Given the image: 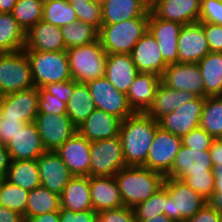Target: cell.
Here are the masks:
<instances>
[{
  "instance_id": "36",
  "label": "cell",
  "mask_w": 222,
  "mask_h": 222,
  "mask_svg": "<svg viewBox=\"0 0 222 222\" xmlns=\"http://www.w3.org/2000/svg\"><path fill=\"white\" fill-rule=\"evenodd\" d=\"M199 127L214 139L222 138V96L205 97Z\"/></svg>"
},
{
  "instance_id": "51",
  "label": "cell",
  "mask_w": 222,
  "mask_h": 222,
  "mask_svg": "<svg viewBox=\"0 0 222 222\" xmlns=\"http://www.w3.org/2000/svg\"><path fill=\"white\" fill-rule=\"evenodd\" d=\"M59 222H93L98 215L93 209L82 212H73L66 209H60Z\"/></svg>"
},
{
  "instance_id": "3",
  "label": "cell",
  "mask_w": 222,
  "mask_h": 222,
  "mask_svg": "<svg viewBox=\"0 0 222 222\" xmlns=\"http://www.w3.org/2000/svg\"><path fill=\"white\" fill-rule=\"evenodd\" d=\"M149 18H133L115 24H103L99 40L107 54H131L136 43L148 32Z\"/></svg>"
},
{
  "instance_id": "10",
  "label": "cell",
  "mask_w": 222,
  "mask_h": 222,
  "mask_svg": "<svg viewBox=\"0 0 222 222\" xmlns=\"http://www.w3.org/2000/svg\"><path fill=\"white\" fill-rule=\"evenodd\" d=\"M181 146L180 137L158 126L144 167L165 176L171 170Z\"/></svg>"
},
{
  "instance_id": "24",
  "label": "cell",
  "mask_w": 222,
  "mask_h": 222,
  "mask_svg": "<svg viewBox=\"0 0 222 222\" xmlns=\"http://www.w3.org/2000/svg\"><path fill=\"white\" fill-rule=\"evenodd\" d=\"M24 51H66L61 29L41 20L26 32Z\"/></svg>"
},
{
  "instance_id": "34",
  "label": "cell",
  "mask_w": 222,
  "mask_h": 222,
  "mask_svg": "<svg viewBox=\"0 0 222 222\" xmlns=\"http://www.w3.org/2000/svg\"><path fill=\"white\" fill-rule=\"evenodd\" d=\"M26 32L11 13L0 14V53L23 50Z\"/></svg>"
},
{
  "instance_id": "58",
  "label": "cell",
  "mask_w": 222,
  "mask_h": 222,
  "mask_svg": "<svg viewBox=\"0 0 222 222\" xmlns=\"http://www.w3.org/2000/svg\"><path fill=\"white\" fill-rule=\"evenodd\" d=\"M213 173L215 178L214 191H222V165L214 166Z\"/></svg>"
},
{
  "instance_id": "33",
  "label": "cell",
  "mask_w": 222,
  "mask_h": 222,
  "mask_svg": "<svg viewBox=\"0 0 222 222\" xmlns=\"http://www.w3.org/2000/svg\"><path fill=\"white\" fill-rule=\"evenodd\" d=\"M96 109L89 88L84 83H77L74 86L72 96L66 104V114L78 127Z\"/></svg>"
},
{
  "instance_id": "22",
  "label": "cell",
  "mask_w": 222,
  "mask_h": 222,
  "mask_svg": "<svg viewBox=\"0 0 222 222\" xmlns=\"http://www.w3.org/2000/svg\"><path fill=\"white\" fill-rule=\"evenodd\" d=\"M131 56L139 73H153L161 77L168 66L164 62L157 41L149 32L136 43Z\"/></svg>"
},
{
  "instance_id": "57",
  "label": "cell",
  "mask_w": 222,
  "mask_h": 222,
  "mask_svg": "<svg viewBox=\"0 0 222 222\" xmlns=\"http://www.w3.org/2000/svg\"><path fill=\"white\" fill-rule=\"evenodd\" d=\"M206 201L210 207L222 214V191H214Z\"/></svg>"
},
{
  "instance_id": "38",
  "label": "cell",
  "mask_w": 222,
  "mask_h": 222,
  "mask_svg": "<svg viewBox=\"0 0 222 222\" xmlns=\"http://www.w3.org/2000/svg\"><path fill=\"white\" fill-rule=\"evenodd\" d=\"M42 20L58 27L78 21L73 6L66 0H52L43 3Z\"/></svg>"
},
{
  "instance_id": "61",
  "label": "cell",
  "mask_w": 222,
  "mask_h": 222,
  "mask_svg": "<svg viewBox=\"0 0 222 222\" xmlns=\"http://www.w3.org/2000/svg\"><path fill=\"white\" fill-rule=\"evenodd\" d=\"M68 1L69 3H81V2H86L87 0H66Z\"/></svg>"
},
{
  "instance_id": "23",
  "label": "cell",
  "mask_w": 222,
  "mask_h": 222,
  "mask_svg": "<svg viewBox=\"0 0 222 222\" xmlns=\"http://www.w3.org/2000/svg\"><path fill=\"white\" fill-rule=\"evenodd\" d=\"M122 120L107 112L95 109L77 127V132L90 142L111 139L119 136Z\"/></svg>"
},
{
  "instance_id": "49",
  "label": "cell",
  "mask_w": 222,
  "mask_h": 222,
  "mask_svg": "<svg viewBox=\"0 0 222 222\" xmlns=\"http://www.w3.org/2000/svg\"><path fill=\"white\" fill-rule=\"evenodd\" d=\"M205 33L210 52L222 53V26L214 23H200Z\"/></svg>"
},
{
  "instance_id": "32",
  "label": "cell",
  "mask_w": 222,
  "mask_h": 222,
  "mask_svg": "<svg viewBox=\"0 0 222 222\" xmlns=\"http://www.w3.org/2000/svg\"><path fill=\"white\" fill-rule=\"evenodd\" d=\"M5 180L27 191L40 186V175L36 159L11 160Z\"/></svg>"
},
{
  "instance_id": "40",
  "label": "cell",
  "mask_w": 222,
  "mask_h": 222,
  "mask_svg": "<svg viewBox=\"0 0 222 222\" xmlns=\"http://www.w3.org/2000/svg\"><path fill=\"white\" fill-rule=\"evenodd\" d=\"M0 194L3 207L18 212L23 218L25 217L29 191L1 179Z\"/></svg>"
},
{
  "instance_id": "29",
  "label": "cell",
  "mask_w": 222,
  "mask_h": 222,
  "mask_svg": "<svg viewBox=\"0 0 222 222\" xmlns=\"http://www.w3.org/2000/svg\"><path fill=\"white\" fill-rule=\"evenodd\" d=\"M60 209L73 212L93 209L89 176H73L60 194Z\"/></svg>"
},
{
  "instance_id": "26",
  "label": "cell",
  "mask_w": 222,
  "mask_h": 222,
  "mask_svg": "<svg viewBox=\"0 0 222 222\" xmlns=\"http://www.w3.org/2000/svg\"><path fill=\"white\" fill-rule=\"evenodd\" d=\"M89 186L92 208L96 213L124 206L114 177L89 176Z\"/></svg>"
},
{
  "instance_id": "8",
  "label": "cell",
  "mask_w": 222,
  "mask_h": 222,
  "mask_svg": "<svg viewBox=\"0 0 222 222\" xmlns=\"http://www.w3.org/2000/svg\"><path fill=\"white\" fill-rule=\"evenodd\" d=\"M90 176L114 177L126 167L120 136L90 144Z\"/></svg>"
},
{
  "instance_id": "35",
  "label": "cell",
  "mask_w": 222,
  "mask_h": 222,
  "mask_svg": "<svg viewBox=\"0 0 222 222\" xmlns=\"http://www.w3.org/2000/svg\"><path fill=\"white\" fill-rule=\"evenodd\" d=\"M59 210V194L50 191L41 185L29 191L25 216H37L40 214Z\"/></svg>"
},
{
  "instance_id": "12",
  "label": "cell",
  "mask_w": 222,
  "mask_h": 222,
  "mask_svg": "<svg viewBox=\"0 0 222 222\" xmlns=\"http://www.w3.org/2000/svg\"><path fill=\"white\" fill-rule=\"evenodd\" d=\"M182 24L158 18L149 12L148 32L157 41L160 52L167 65L178 63V39Z\"/></svg>"
},
{
  "instance_id": "11",
  "label": "cell",
  "mask_w": 222,
  "mask_h": 222,
  "mask_svg": "<svg viewBox=\"0 0 222 222\" xmlns=\"http://www.w3.org/2000/svg\"><path fill=\"white\" fill-rule=\"evenodd\" d=\"M34 123L46 151L57 150L77 132V127L67 114L37 113Z\"/></svg>"
},
{
  "instance_id": "7",
  "label": "cell",
  "mask_w": 222,
  "mask_h": 222,
  "mask_svg": "<svg viewBox=\"0 0 222 222\" xmlns=\"http://www.w3.org/2000/svg\"><path fill=\"white\" fill-rule=\"evenodd\" d=\"M34 87L28 57L24 50L0 53V94Z\"/></svg>"
},
{
  "instance_id": "45",
  "label": "cell",
  "mask_w": 222,
  "mask_h": 222,
  "mask_svg": "<svg viewBox=\"0 0 222 222\" xmlns=\"http://www.w3.org/2000/svg\"><path fill=\"white\" fill-rule=\"evenodd\" d=\"M199 23L222 26V0H201Z\"/></svg>"
},
{
  "instance_id": "66",
  "label": "cell",
  "mask_w": 222,
  "mask_h": 222,
  "mask_svg": "<svg viewBox=\"0 0 222 222\" xmlns=\"http://www.w3.org/2000/svg\"><path fill=\"white\" fill-rule=\"evenodd\" d=\"M2 206V202H1V194H0V207Z\"/></svg>"
},
{
  "instance_id": "31",
  "label": "cell",
  "mask_w": 222,
  "mask_h": 222,
  "mask_svg": "<svg viewBox=\"0 0 222 222\" xmlns=\"http://www.w3.org/2000/svg\"><path fill=\"white\" fill-rule=\"evenodd\" d=\"M204 82V97L222 96V53L209 52L198 63Z\"/></svg>"
},
{
  "instance_id": "44",
  "label": "cell",
  "mask_w": 222,
  "mask_h": 222,
  "mask_svg": "<svg viewBox=\"0 0 222 222\" xmlns=\"http://www.w3.org/2000/svg\"><path fill=\"white\" fill-rule=\"evenodd\" d=\"M182 145L200 151L210 150L214 138L204 129L197 127L181 138Z\"/></svg>"
},
{
  "instance_id": "21",
  "label": "cell",
  "mask_w": 222,
  "mask_h": 222,
  "mask_svg": "<svg viewBox=\"0 0 222 222\" xmlns=\"http://www.w3.org/2000/svg\"><path fill=\"white\" fill-rule=\"evenodd\" d=\"M6 147L12 161L37 159L46 151L35 123H25Z\"/></svg>"
},
{
  "instance_id": "6",
  "label": "cell",
  "mask_w": 222,
  "mask_h": 222,
  "mask_svg": "<svg viewBox=\"0 0 222 222\" xmlns=\"http://www.w3.org/2000/svg\"><path fill=\"white\" fill-rule=\"evenodd\" d=\"M25 53L30 64L34 87L40 88L72 79L66 51H25Z\"/></svg>"
},
{
  "instance_id": "27",
  "label": "cell",
  "mask_w": 222,
  "mask_h": 222,
  "mask_svg": "<svg viewBox=\"0 0 222 222\" xmlns=\"http://www.w3.org/2000/svg\"><path fill=\"white\" fill-rule=\"evenodd\" d=\"M102 12L103 24H115L133 18H149L150 4L146 0H107Z\"/></svg>"
},
{
  "instance_id": "52",
  "label": "cell",
  "mask_w": 222,
  "mask_h": 222,
  "mask_svg": "<svg viewBox=\"0 0 222 222\" xmlns=\"http://www.w3.org/2000/svg\"><path fill=\"white\" fill-rule=\"evenodd\" d=\"M185 222H221V214L208 204Z\"/></svg>"
},
{
  "instance_id": "47",
  "label": "cell",
  "mask_w": 222,
  "mask_h": 222,
  "mask_svg": "<svg viewBox=\"0 0 222 222\" xmlns=\"http://www.w3.org/2000/svg\"><path fill=\"white\" fill-rule=\"evenodd\" d=\"M24 124L25 122L20 118L0 114V143L6 146Z\"/></svg>"
},
{
  "instance_id": "16",
  "label": "cell",
  "mask_w": 222,
  "mask_h": 222,
  "mask_svg": "<svg viewBox=\"0 0 222 222\" xmlns=\"http://www.w3.org/2000/svg\"><path fill=\"white\" fill-rule=\"evenodd\" d=\"M36 161L40 185L60 195L73 178L66 164L55 151H45Z\"/></svg>"
},
{
  "instance_id": "2",
  "label": "cell",
  "mask_w": 222,
  "mask_h": 222,
  "mask_svg": "<svg viewBox=\"0 0 222 222\" xmlns=\"http://www.w3.org/2000/svg\"><path fill=\"white\" fill-rule=\"evenodd\" d=\"M114 178L123 205L134 208L163 187L165 176L144 166H126Z\"/></svg>"
},
{
  "instance_id": "9",
  "label": "cell",
  "mask_w": 222,
  "mask_h": 222,
  "mask_svg": "<svg viewBox=\"0 0 222 222\" xmlns=\"http://www.w3.org/2000/svg\"><path fill=\"white\" fill-rule=\"evenodd\" d=\"M86 85L96 109L114 115L122 121L135 113L129 104L126 93L118 91L105 77L89 81Z\"/></svg>"
},
{
  "instance_id": "1",
  "label": "cell",
  "mask_w": 222,
  "mask_h": 222,
  "mask_svg": "<svg viewBox=\"0 0 222 222\" xmlns=\"http://www.w3.org/2000/svg\"><path fill=\"white\" fill-rule=\"evenodd\" d=\"M158 121L146 112H135L122 121L119 136L126 166H144Z\"/></svg>"
},
{
  "instance_id": "20",
  "label": "cell",
  "mask_w": 222,
  "mask_h": 222,
  "mask_svg": "<svg viewBox=\"0 0 222 222\" xmlns=\"http://www.w3.org/2000/svg\"><path fill=\"white\" fill-rule=\"evenodd\" d=\"M201 0H155L150 10L167 21H175L182 25L199 22Z\"/></svg>"
},
{
  "instance_id": "5",
  "label": "cell",
  "mask_w": 222,
  "mask_h": 222,
  "mask_svg": "<svg viewBox=\"0 0 222 222\" xmlns=\"http://www.w3.org/2000/svg\"><path fill=\"white\" fill-rule=\"evenodd\" d=\"M69 60V71L76 83L86 84L89 81L104 77L107 53L100 40L66 50Z\"/></svg>"
},
{
  "instance_id": "65",
  "label": "cell",
  "mask_w": 222,
  "mask_h": 222,
  "mask_svg": "<svg viewBox=\"0 0 222 222\" xmlns=\"http://www.w3.org/2000/svg\"><path fill=\"white\" fill-rule=\"evenodd\" d=\"M43 3L48 2V1H52V0H41Z\"/></svg>"
},
{
  "instance_id": "48",
  "label": "cell",
  "mask_w": 222,
  "mask_h": 222,
  "mask_svg": "<svg viewBox=\"0 0 222 222\" xmlns=\"http://www.w3.org/2000/svg\"><path fill=\"white\" fill-rule=\"evenodd\" d=\"M98 215L105 222H137L133 208L126 206L104 210Z\"/></svg>"
},
{
  "instance_id": "13",
  "label": "cell",
  "mask_w": 222,
  "mask_h": 222,
  "mask_svg": "<svg viewBox=\"0 0 222 222\" xmlns=\"http://www.w3.org/2000/svg\"><path fill=\"white\" fill-rule=\"evenodd\" d=\"M161 82L168 88L191 92L197 97H204V82L197 63H175L168 65Z\"/></svg>"
},
{
  "instance_id": "18",
  "label": "cell",
  "mask_w": 222,
  "mask_h": 222,
  "mask_svg": "<svg viewBox=\"0 0 222 222\" xmlns=\"http://www.w3.org/2000/svg\"><path fill=\"white\" fill-rule=\"evenodd\" d=\"M91 142L76 132L55 152L73 176H90Z\"/></svg>"
},
{
  "instance_id": "54",
  "label": "cell",
  "mask_w": 222,
  "mask_h": 222,
  "mask_svg": "<svg viewBox=\"0 0 222 222\" xmlns=\"http://www.w3.org/2000/svg\"><path fill=\"white\" fill-rule=\"evenodd\" d=\"M209 152L213 166L222 165V138L213 140Z\"/></svg>"
},
{
  "instance_id": "14",
  "label": "cell",
  "mask_w": 222,
  "mask_h": 222,
  "mask_svg": "<svg viewBox=\"0 0 222 222\" xmlns=\"http://www.w3.org/2000/svg\"><path fill=\"white\" fill-rule=\"evenodd\" d=\"M205 97H196L180 105L173 112L163 116L159 126L182 138L191 130L199 127Z\"/></svg>"
},
{
  "instance_id": "56",
  "label": "cell",
  "mask_w": 222,
  "mask_h": 222,
  "mask_svg": "<svg viewBox=\"0 0 222 222\" xmlns=\"http://www.w3.org/2000/svg\"><path fill=\"white\" fill-rule=\"evenodd\" d=\"M0 222H23V216L6 207H0Z\"/></svg>"
},
{
  "instance_id": "53",
  "label": "cell",
  "mask_w": 222,
  "mask_h": 222,
  "mask_svg": "<svg viewBox=\"0 0 222 222\" xmlns=\"http://www.w3.org/2000/svg\"><path fill=\"white\" fill-rule=\"evenodd\" d=\"M59 211H52L37 216H25L23 222H59Z\"/></svg>"
},
{
  "instance_id": "19",
  "label": "cell",
  "mask_w": 222,
  "mask_h": 222,
  "mask_svg": "<svg viewBox=\"0 0 222 222\" xmlns=\"http://www.w3.org/2000/svg\"><path fill=\"white\" fill-rule=\"evenodd\" d=\"M210 52L202 25H183L178 39V62L198 63Z\"/></svg>"
},
{
  "instance_id": "62",
  "label": "cell",
  "mask_w": 222,
  "mask_h": 222,
  "mask_svg": "<svg viewBox=\"0 0 222 222\" xmlns=\"http://www.w3.org/2000/svg\"><path fill=\"white\" fill-rule=\"evenodd\" d=\"M93 222H105L99 215H97Z\"/></svg>"
},
{
  "instance_id": "17",
  "label": "cell",
  "mask_w": 222,
  "mask_h": 222,
  "mask_svg": "<svg viewBox=\"0 0 222 222\" xmlns=\"http://www.w3.org/2000/svg\"><path fill=\"white\" fill-rule=\"evenodd\" d=\"M213 167L209 150L200 151L182 145L165 177L180 179L183 175L214 174Z\"/></svg>"
},
{
  "instance_id": "28",
  "label": "cell",
  "mask_w": 222,
  "mask_h": 222,
  "mask_svg": "<svg viewBox=\"0 0 222 222\" xmlns=\"http://www.w3.org/2000/svg\"><path fill=\"white\" fill-rule=\"evenodd\" d=\"M161 77L153 73H139L132 82L127 98L135 112H146L152 105Z\"/></svg>"
},
{
  "instance_id": "43",
  "label": "cell",
  "mask_w": 222,
  "mask_h": 222,
  "mask_svg": "<svg viewBox=\"0 0 222 222\" xmlns=\"http://www.w3.org/2000/svg\"><path fill=\"white\" fill-rule=\"evenodd\" d=\"M179 180H182L206 200L214 192V174L183 175Z\"/></svg>"
},
{
  "instance_id": "4",
  "label": "cell",
  "mask_w": 222,
  "mask_h": 222,
  "mask_svg": "<svg viewBox=\"0 0 222 222\" xmlns=\"http://www.w3.org/2000/svg\"><path fill=\"white\" fill-rule=\"evenodd\" d=\"M165 208L166 215L173 222H185L201 210L207 201L182 180L165 177Z\"/></svg>"
},
{
  "instance_id": "42",
  "label": "cell",
  "mask_w": 222,
  "mask_h": 222,
  "mask_svg": "<svg viewBox=\"0 0 222 222\" xmlns=\"http://www.w3.org/2000/svg\"><path fill=\"white\" fill-rule=\"evenodd\" d=\"M71 5L73 6L78 21L93 25L98 30L101 29L103 25L102 5L96 3L94 0L72 3Z\"/></svg>"
},
{
  "instance_id": "63",
  "label": "cell",
  "mask_w": 222,
  "mask_h": 222,
  "mask_svg": "<svg viewBox=\"0 0 222 222\" xmlns=\"http://www.w3.org/2000/svg\"><path fill=\"white\" fill-rule=\"evenodd\" d=\"M96 3L103 5L107 0H94Z\"/></svg>"
},
{
  "instance_id": "60",
  "label": "cell",
  "mask_w": 222,
  "mask_h": 222,
  "mask_svg": "<svg viewBox=\"0 0 222 222\" xmlns=\"http://www.w3.org/2000/svg\"><path fill=\"white\" fill-rule=\"evenodd\" d=\"M137 222H173V221L169 219L166 215L162 214V215H156L155 217L146 220H137Z\"/></svg>"
},
{
  "instance_id": "55",
  "label": "cell",
  "mask_w": 222,
  "mask_h": 222,
  "mask_svg": "<svg viewBox=\"0 0 222 222\" xmlns=\"http://www.w3.org/2000/svg\"><path fill=\"white\" fill-rule=\"evenodd\" d=\"M10 162L11 159L7 147L0 143V180L5 179Z\"/></svg>"
},
{
  "instance_id": "15",
  "label": "cell",
  "mask_w": 222,
  "mask_h": 222,
  "mask_svg": "<svg viewBox=\"0 0 222 222\" xmlns=\"http://www.w3.org/2000/svg\"><path fill=\"white\" fill-rule=\"evenodd\" d=\"M39 91L33 87L1 96L0 114L34 123L38 113Z\"/></svg>"
},
{
  "instance_id": "25",
  "label": "cell",
  "mask_w": 222,
  "mask_h": 222,
  "mask_svg": "<svg viewBox=\"0 0 222 222\" xmlns=\"http://www.w3.org/2000/svg\"><path fill=\"white\" fill-rule=\"evenodd\" d=\"M138 74L131 54H107L104 77L118 91L127 94Z\"/></svg>"
},
{
  "instance_id": "41",
  "label": "cell",
  "mask_w": 222,
  "mask_h": 222,
  "mask_svg": "<svg viewBox=\"0 0 222 222\" xmlns=\"http://www.w3.org/2000/svg\"><path fill=\"white\" fill-rule=\"evenodd\" d=\"M165 208V187L160 188L155 194L146 201L137 204L133 210L136 220H146L156 215L164 214Z\"/></svg>"
},
{
  "instance_id": "39",
  "label": "cell",
  "mask_w": 222,
  "mask_h": 222,
  "mask_svg": "<svg viewBox=\"0 0 222 222\" xmlns=\"http://www.w3.org/2000/svg\"><path fill=\"white\" fill-rule=\"evenodd\" d=\"M11 15L22 29L27 32L42 20L43 2L41 0H17Z\"/></svg>"
},
{
  "instance_id": "30",
  "label": "cell",
  "mask_w": 222,
  "mask_h": 222,
  "mask_svg": "<svg viewBox=\"0 0 222 222\" xmlns=\"http://www.w3.org/2000/svg\"><path fill=\"white\" fill-rule=\"evenodd\" d=\"M196 97L191 92L174 90L160 82L153 103L146 113L156 121H159L163 116L173 112L180 105H184Z\"/></svg>"
},
{
  "instance_id": "37",
  "label": "cell",
  "mask_w": 222,
  "mask_h": 222,
  "mask_svg": "<svg viewBox=\"0 0 222 222\" xmlns=\"http://www.w3.org/2000/svg\"><path fill=\"white\" fill-rule=\"evenodd\" d=\"M66 50L84 46L99 40V30L93 25L76 21L70 25L60 27Z\"/></svg>"
},
{
  "instance_id": "59",
  "label": "cell",
  "mask_w": 222,
  "mask_h": 222,
  "mask_svg": "<svg viewBox=\"0 0 222 222\" xmlns=\"http://www.w3.org/2000/svg\"><path fill=\"white\" fill-rule=\"evenodd\" d=\"M17 0H0V12L11 13Z\"/></svg>"
},
{
  "instance_id": "64",
  "label": "cell",
  "mask_w": 222,
  "mask_h": 222,
  "mask_svg": "<svg viewBox=\"0 0 222 222\" xmlns=\"http://www.w3.org/2000/svg\"><path fill=\"white\" fill-rule=\"evenodd\" d=\"M149 4H151L152 2H154L155 0H146Z\"/></svg>"
},
{
  "instance_id": "46",
  "label": "cell",
  "mask_w": 222,
  "mask_h": 222,
  "mask_svg": "<svg viewBox=\"0 0 222 222\" xmlns=\"http://www.w3.org/2000/svg\"><path fill=\"white\" fill-rule=\"evenodd\" d=\"M39 104L38 113L66 114V103L51 95L43 87L38 88Z\"/></svg>"
},
{
  "instance_id": "50",
  "label": "cell",
  "mask_w": 222,
  "mask_h": 222,
  "mask_svg": "<svg viewBox=\"0 0 222 222\" xmlns=\"http://www.w3.org/2000/svg\"><path fill=\"white\" fill-rule=\"evenodd\" d=\"M77 83L71 79V80H65L57 83H51L43 88L49 92L51 95H54L57 97L60 101L68 103L70 97L72 96L74 86Z\"/></svg>"
}]
</instances>
